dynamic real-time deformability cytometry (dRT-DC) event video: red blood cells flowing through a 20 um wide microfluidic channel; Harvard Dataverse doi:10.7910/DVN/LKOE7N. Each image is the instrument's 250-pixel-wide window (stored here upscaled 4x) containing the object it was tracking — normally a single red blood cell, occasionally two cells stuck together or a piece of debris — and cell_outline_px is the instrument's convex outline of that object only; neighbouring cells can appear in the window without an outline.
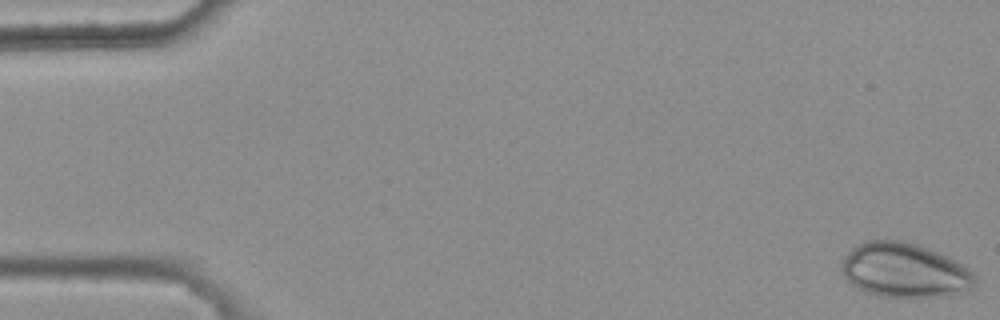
{"species": "common noctule bat (a hibernating species)", "species_latin": "Nyctalus noctula", "temperature_condition": "warm", "stored_images_in_passage": 6, "camera_frame_rate_fps": 3000, "um_per_image_px": 0.085, "animal": {"sex": "female", "body_mass_g": 25.1}, "frame": {"image": 1, "passage_image": 1, "time_ms": 0.0, "image_size_px": [1000, 320], "cell_outline_px": [[976, 284], [972, 288], [948, 296], [880, 296], [864, 292], [856, 288], [844, 276], [840, 268], [840, 264], [844, 256], [856, 244], [864, 240], [900, 240], [920, 244], [948, 256], [964, 264], [976, 276]], "centroid_in_image_um": [76.87, 22.95], "position_along_channel_um": 8.1, "area_um2": 42.77}}